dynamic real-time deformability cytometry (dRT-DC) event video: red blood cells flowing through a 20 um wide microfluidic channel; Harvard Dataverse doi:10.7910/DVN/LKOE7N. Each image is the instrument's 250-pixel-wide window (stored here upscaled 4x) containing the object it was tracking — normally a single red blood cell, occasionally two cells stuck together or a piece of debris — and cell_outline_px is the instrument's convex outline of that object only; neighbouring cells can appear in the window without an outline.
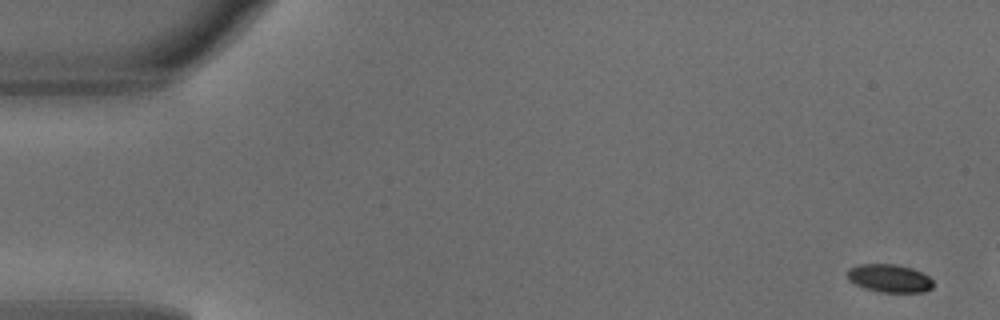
{"species": "common noctule bat (a hibernating species)", "species_latin": "Nyctalus noctula", "temperature_condition": "warm", "stored_images_in_passage": 10, "camera_frame_rate_fps": 3000, "um_per_image_px": 0.085, "animal": {"sex": "male", "body_mass_g": 18.8}, "frame": {"image": 1, "passage_image": 1, "time_ms": 0.0, "image_size_px": [1000, 320], "cell_outline_px": [[932, 288], [924, 292], [876, 292], [864, 288], [848, 280], [848, 268], [860, 264], [896, 264], [912, 268], [928, 276], [932, 280]], "centroid_in_image_um": [75.59, 23.66], "position_along_channel_um": 9.4, "area_um2": 14.05}}